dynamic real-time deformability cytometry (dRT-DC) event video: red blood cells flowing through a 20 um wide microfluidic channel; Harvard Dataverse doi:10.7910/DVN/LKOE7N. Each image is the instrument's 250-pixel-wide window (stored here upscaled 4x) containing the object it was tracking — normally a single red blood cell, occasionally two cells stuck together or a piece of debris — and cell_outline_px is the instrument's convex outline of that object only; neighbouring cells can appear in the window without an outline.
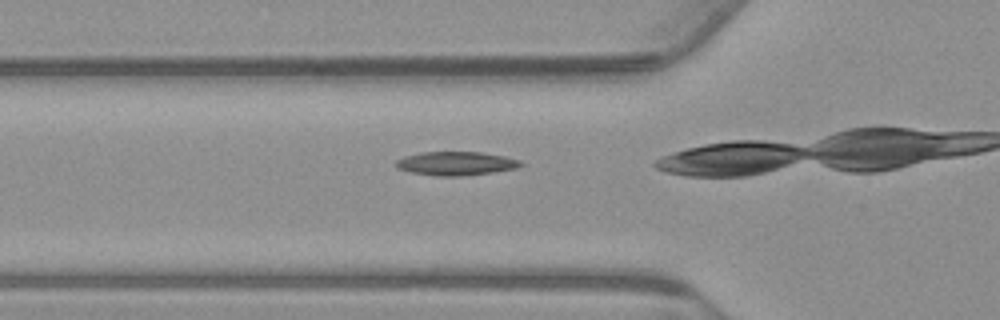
{"species": "common noctule bat (a hibernating species)", "species_latin": "Nyctalus noctula", "temperature_condition": "warm", "stored_images_in_passage": 19, "camera_frame_rate_fps": 3000, "um_per_image_px": 0.085, "animal": {"sex": "male", "body_mass_g": 23.1, "forearm_length_mm": 52.7}, "frame": {"image": 1, "passage_image": 14, "time_ms": 4.333, "image_size_px": [1000, 320], "cell_outline_px": [[524, 164], [516, 168], [492, 172], [460, 176], [436, 176], [412, 172], [396, 168], [396, 160], [404, 156], [420, 152], [480, 152], [504, 156], [520, 160]], "centroid_in_image_um": [38.74, 13.89], "position_along_channel_um": 87.1, "area_um2": 17.17}}